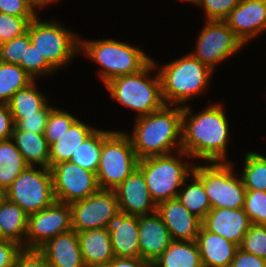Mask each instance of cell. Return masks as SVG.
Segmentation results:
<instances>
[{
    "mask_svg": "<svg viewBox=\"0 0 266 267\" xmlns=\"http://www.w3.org/2000/svg\"><path fill=\"white\" fill-rule=\"evenodd\" d=\"M226 108L222 100L205 103L198 112L193 105L183 107L182 150L195 163L233 162L228 156L233 139Z\"/></svg>",
    "mask_w": 266,
    "mask_h": 267,
    "instance_id": "cell-1",
    "label": "cell"
},
{
    "mask_svg": "<svg viewBox=\"0 0 266 267\" xmlns=\"http://www.w3.org/2000/svg\"><path fill=\"white\" fill-rule=\"evenodd\" d=\"M183 107L164 105L161 109L134 120L130 138L139 160L182 150Z\"/></svg>",
    "mask_w": 266,
    "mask_h": 267,
    "instance_id": "cell-2",
    "label": "cell"
},
{
    "mask_svg": "<svg viewBox=\"0 0 266 267\" xmlns=\"http://www.w3.org/2000/svg\"><path fill=\"white\" fill-rule=\"evenodd\" d=\"M180 55L162 64L152 58L160 75L165 105L188 106L196 98L207 96L205 94L210 92V86L213 85L214 71L189 52Z\"/></svg>",
    "mask_w": 266,
    "mask_h": 267,
    "instance_id": "cell-3",
    "label": "cell"
},
{
    "mask_svg": "<svg viewBox=\"0 0 266 267\" xmlns=\"http://www.w3.org/2000/svg\"><path fill=\"white\" fill-rule=\"evenodd\" d=\"M82 37L80 34L79 56L88 58L98 66L95 74L103 85L115 77L141 71L152 60L138 43L132 44L110 37L93 40Z\"/></svg>",
    "mask_w": 266,
    "mask_h": 267,
    "instance_id": "cell-4",
    "label": "cell"
},
{
    "mask_svg": "<svg viewBox=\"0 0 266 267\" xmlns=\"http://www.w3.org/2000/svg\"><path fill=\"white\" fill-rule=\"evenodd\" d=\"M103 86L109 93L107 96L113 102L116 101V105L119 103L121 108L123 106V109L125 107V110H131L129 113H135L134 119L155 112L165 105L160 75L153 60L141 71L115 77Z\"/></svg>",
    "mask_w": 266,
    "mask_h": 267,
    "instance_id": "cell-5",
    "label": "cell"
},
{
    "mask_svg": "<svg viewBox=\"0 0 266 267\" xmlns=\"http://www.w3.org/2000/svg\"><path fill=\"white\" fill-rule=\"evenodd\" d=\"M40 16L39 13L28 25L31 43L57 72L67 71L73 60L80 57V32L56 17L42 19Z\"/></svg>",
    "mask_w": 266,
    "mask_h": 267,
    "instance_id": "cell-6",
    "label": "cell"
},
{
    "mask_svg": "<svg viewBox=\"0 0 266 267\" xmlns=\"http://www.w3.org/2000/svg\"><path fill=\"white\" fill-rule=\"evenodd\" d=\"M195 162L183 150L139 160L138 169L145 177L155 204L175 199Z\"/></svg>",
    "mask_w": 266,
    "mask_h": 267,
    "instance_id": "cell-7",
    "label": "cell"
},
{
    "mask_svg": "<svg viewBox=\"0 0 266 267\" xmlns=\"http://www.w3.org/2000/svg\"><path fill=\"white\" fill-rule=\"evenodd\" d=\"M237 162L194 164L192 172L202 181L212 209L244 207L246 189Z\"/></svg>",
    "mask_w": 266,
    "mask_h": 267,
    "instance_id": "cell-8",
    "label": "cell"
},
{
    "mask_svg": "<svg viewBox=\"0 0 266 267\" xmlns=\"http://www.w3.org/2000/svg\"><path fill=\"white\" fill-rule=\"evenodd\" d=\"M139 158L132 147L130 138L119 127L104 140L99 166L96 172L100 189L115 190L138 168Z\"/></svg>",
    "mask_w": 266,
    "mask_h": 267,
    "instance_id": "cell-9",
    "label": "cell"
},
{
    "mask_svg": "<svg viewBox=\"0 0 266 267\" xmlns=\"http://www.w3.org/2000/svg\"><path fill=\"white\" fill-rule=\"evenodd\" d=\"M193 49L189 53L216 71L225 61L240 54L247 46L224 21L203 20Z\"/></svg>",
    "mask_w": 266,
    "mask_h": 267,
    "instance_id": "cell-10",
    "label": "cell"
},
{
    "mask_svg": "<svg viewBox=\"0 0 266 267\" xmlns=\"http://www.w3.org/2000/svg\"><path fill=\"white\" fill-rule=\"evenodd\" d=\"M5 198L28 215L51 206L56 200L50 168L28 166L5 190Z\"/></svg>",
    "mask_w": 266,
    "mask_h": 267,
    "instance_id": "cell-11",
    "label": "cell"
},
{
    "mask_svg": "<svg viewBox=\"0 0 266 267\" xmlns=\"http://www.w3.org/2000/svg\"><path fill=\"white\" fill-rule=\"evenodd\" d=\"M72 230L82 232L96 228H109L120 214L114 190L99 189L96 193L72 202Z\"/></svg>",
    "mask_w": 266,
    "mask_h": 267,
    "instance_id": "cell-12",
    "label": "cell"
},
{
    "mask_svg": "<svg viewBox=\"0 0 266 267\" xmlns=\"http://www.w3.org/2000/svg\"><path fill=\"white\" fill-rule=\"evenodd\" d=\"M50 170L57 202L71 204L91 196L100 189L96 174L77 164L63 161L52 166Z\"/></svg>",
    "mask_w": 266,
    "mask_h": 267,
    "instance_id": "cell-13",
    "label": "cell"
},
{
    "mask_svg": "<svg viewBox=\"0 0 266 267\" xmlns=\"http://www.w3.org/2000/svg\"><path fill=\"white\" fill-rule=\"evenodd\" d=\"M70 230V205L55 201L51 206L28 215L26 249H39L49 239Z\"/></svg>",
    "mask_w": 266,
    "mask_h": 267,
    "instance_id": "cell-14",
    "label": "cell"
},
{
    "mask_svg": "<svg viewBox=\"0 0 266 267\" xmlns=\"http://www.w3.org/2000/svg\"><path fill=\"white\" fill-rule=\"evenodd\" d=\"M224 22L248 47L266 34V0H241Z\"/></svg>",
    "mask_w": 266,
    "mask_h": 267,
    "instance_id": "cell-15",
    "label": "cell"
},
{
    "mask_svg": "<svg viewBox=\"0 0 266 267\" xmlns=\"http://www.w3.org/2000/svg\"><path fill=\"white\" fill-rule=\"evenodd\" d=\"M119 211L125 215L143 216L156 211L142 172L137 168L115 190Z\"/></svg>",
    "mask_w": 266,
    "mask_h": 267,
    "instance_id": "cell-16",
    "label": "cell"
},
{
    "mask_svg": "<svg viewBox=\"0 0 266 267\" xmlns=\"http://www.w3.org/2000/svg\"><path fill=\"white\" fill-rule=\"evenodd\" d=\"M156 212L166 225L172 240H196L202 220L188 211L177 198L157 204Z\"/></svg>",
    "mask_w": 266,
    "mask_h": 267,
    "instance_id": "cell-17",
    "label": "cell"
},
{
    "mask_svg": "<svg viewBox=\"0 0 266 267\" xmlns=\"http://www.w3.org/2000/svg\"><path fill=\"white\" fill-rule=\"evenodd\" d=\"M251 225L252 222L243 208H214L202 220V226L206 230L238 246Z\"/></svg>",
    "mask_w": 266,
    "mask_h": 267,
    "instance_id": "cell-18",
    "label": "cell"
},
{
    "mask_svg": "<svg viewBox=\"0 0 266 267\" xmlns=\"http://www.w3.org/2000/svg\"><path fill=\"white\" fill-rule=\"evenodd\" d=\"M140 258L153 263L173 241L166 225L155 211L138 216Z\"/></svg>",
    "mask_w": 266,
    "mask_h": 267,
    "instance_id": "cell-19",
    "label": "cell"
},
{
    "mask_svg": "<svg viewBox=\"0 0 266 267\" xmlns=\"http://www.w3.org/2000/svg\"><path fill=\"white\" fill-rule=\"evenodd\" d=\"M50 267H86L81 254L78 233L70 230L49 239L38 249Z\"/></svg>",
    "mask_w": 266,
    "mask_h": 267,
    "instance_id": "cell-20",
    "label": "cell"
},
{
    "mask_svg": "<svg viewBox=\"0 0 266 267\" xmlns=\"http://www.w3.org/2000/svg\"><path fill=\"white\" fill-rule=\"evenodd\" d=\"M77 233L86 267H106L115 258L109 228H96Z\"/></svg>",
    "mask_w": 266,
    "mask_h": 267,
    "instance_id": "cell-21",
    "label": "cell"
},
{
    "mask_svg": "<svg viewBox=\"0 0 266 267\" xmlns=\"http://www.w3.org/2000/svg\"><path fill=\"white\" fill-rule=\"evenodd\" d=\"M196 243L203 267H229L239 246L201 226Z\"/></svg>",
    "mask_w": 266,
    "mask_h": 267,
    "instance_id": "cell-22",
    "label": "cell"
},
{
    "mask_svg": "<svg viewBox=\"0 0 266 267\" xmlns=\"http://www.w3.org/2000/svg\"><path fill=\"white\" fill-rule=\"evenodd\" d=\"M114 257H140L138 216L120 213L109 226Z\"/></svg>",
    "mask_w": 266,
    "mask_h": 267,
    "instance_id": "cell-23",
    "label": "cell"
},
{
    "mask_svg": "<svg viewBox=\"0 0 266 267\" xmlns=\"http://www.w3.org/2000/svg\"><path fill=\"white\" fill-rule=\"evenodd\" d=\"M85 121L78 118L67 132L49 147V168L57 163L69 161L78 146L98 128L94 126L96 124Z\"/></svg>",
    "mask_w": 266,
    "mask_h": 267,
    "instance_id": "cell-24",
    "label": "cell"
},
{
    "mask_svg": "<svg viewBox=\"0 0 266 267\" xmlns=\"http://www.w3.org/2000/svg\"><path fill=\"white\" fill-rule=\"evenodd\" d=\"M11 139L29 166L49 168V145L44 134L19 130L15 126Z\"/></svg>",
    "mask_w": 266,
    "mask_h": 267,
    "instance_id": "cell-25",
    "label": "cell"
},
{
    "mask_svg": "<svg viewBox=\"0 0 266 267\" xmlns=\"http://www.w3.org/2000/svg\"><path fill=\"white\" fill-rule=\"evenodd\" d=\"M28 214L6 198L0 203V238L18 242L26 249Z\"/></svg>",
    "mask_w": 266,
    "mask_h": 267,
    "instance_id": "cell-26",
    "label": "cell"
},
{
    "mask_svg": "<svg viewBox=\"0 0 266 267\" xmlns=\"http://www.w3.org/2000/svg\"><path fill=\"white\" fill-rule=\"evenodd\" d=\"M152 264L153 267H203L196 240H173Z\"/></svg>",
    "mask_w": 266,
    "mask_h": 267,
    "instance_id": "cell-27",
    "label": "cell"
},
{
    "mask_svg": "<svg viewBox=\"0 0 266 267\" xmlns=\"http://www.w3.org/2000/svg\"><path fill=\"white\" fill-rule=\"evenodd\" d=\"M39 80H33L24 88L18 90L10 99L9 106L13 118H25L30 115H38L51 99L42 89H39Z\"/></svg>",
    "mask_w": 266,
    "mask_h": 267,
    "instance_id": "cell-28",
    "label": "cell"
},
{
    "mask_svg": "<svg viewBox=\"0 0 266 267\" xmlns=\"http://www.w3.org/2000/svg\"><path fill=\"white\" fill-rule=\"evenodd\" d=\"M176 198L201 220L212 209L202 181L193 172L185 179Z\"/></svg>",
    "mask_w": 266,
    "mask_h": 267,
    "instance_id": "cell-29",
    "label": "cell"
},
{
    "mask_svg": "<svg viewBox=\"0 0 266 267\" xmlns=\"http://www.w3.org/2000/svg\"><path fill=\"white\" fill-rule=\"evenodd\" d=\"M113 131V129H104L98 127L88 138H86L78 149L74 151L69 162L81 166L83 169L89 170L96 174L103 140Z\"/></svg>",
    "mask_w": 266,
    "mask_h": 267,
    "instance_id": "cell-30",
    "label": "cell"
},
{
    "mask_svg": "<svg viewBox=\"0 0 266 267\" xmlns=\"http://www.w3.org/2000/svg\"><path fill=\"white\" fill-rule=\"evenodd\" d=\"M29 165L11 138L0 140V187L6 190Z\"/></svg>",
    "mask_w": 266,
    "mask_h": 267,
    "instance_id": "cell-31",
    "label": "cell"
},
{
    "mask_svg": "<svg viewBox=\"0 0 266 267\" xmlns=\"http://www.w3.org/2000/svg\"><path fill=\"white\" fill-rule=\"evenodd\" d=\"M241 169H237L246 191L261 190L266 192V160L260 151H245Z\"/></svg>",
    "mask_w": 266,
    "mask_h": 267,
    "instance_id": "cell-32",
    "label": "cell"
},
{
    "mask_svg": "<svg viewBox=\"0 0 266 267\" xmlns=\"http://www.w3.org/2000/svg\"><path fill=\"white\" fill-rule=\"evenodd\" d=\"M34 79L19 65L0 62V104H8L12 96Z\"/></svg>",
    "mask_w": 266,
    "mask_h": 267,
    "instance_id": "cell-33",
    "label": "cell"
},
{
    "mask_svg": "<svg viewBox=\"0 0 266 267\" xmlns=\"http://www.w3.org/2000/svg\"><path fill=\"white\" fill-rule=\"evenodd\" d=\"M70 112L65 107L56 105L49 113L44 136L49 147L58 141L67 132L69 127L79 118L77 114ZM77 116V117H76Z\"/></svg>",
    "mask_w": 266,
    "mask_h": 267,
    "instance_id": "cell-34",
    "label": "cell"
},
{
    "mask_svg": "<svg viewBox=\"0 0 266 267\" xmlns=\"http://www.w3.org/2000/svg\"><path fill=\"white\" fill-rule=\"evenodd\" d=\"M19 66L25 70L34 80H41L44 77H51L58 74L57 71L45 60L41 58L37 48L30 43L25 46V63H20Z\"/></svg>",
    "mask_w": 266,
    "mask_h": 267,
    "instance_id": "cell-35",
    "label": "cell"
},
{
    "mask_svg": "<svg viewBox=\"0 0 266 267\" xmlns=\"http://www.w3.org/2000/svg\"><path fill=\"white\" fill-rule=\"evenodd\" d=\"M35 17H18L0 13V44L22 36Z\"/></svg>",
    "mask_w": 266,
    "mask_h": 267,
    "instance_id": "cell-36",
    "label": "cell"
},
{
    "mask_svg": "<svg viewBox=\"0 0 266 267\" xmlns=\"http://www.w3.org/2000/svg\"><path fill=\"white\" fill-rule=\"evenodd\" d=\"M239 248L266 259V225L252 224L244 235Z\"/></svg>",
    "mask_w": 266,
    "mask_h": 267,
    "instance_id": "cell-37",
    "label": "cell"
},
{
    "mask_svg": "<svg viewBox=\"0 0 266 267\" xmlns=\"http://www.w3.org/2000/svg\"><path fill=\"white\" fill-rule=\"evenodd\" d=\"M241 0H197L196 8L203 12L202 19L224 21Z\"/></svg>",
    "mask_w": 266,
    "mask_h": 267,
    "instance_id": "cell-38",
    "label": "cell"
},
{
    "mask_svg": "<svg viewBox=\"0 0 266 267\" xmlns=\"http://www.w3.org/2000/svg\"><path fill=\"white\" fill-rule=\"evenodd\" d=\"M31 43L28 32L0 44V62L19 65L25 63V46Z\"/></svg>",
    "mask_w": 266,
    "mask_h": 267,
    "instance_id": "cell-39",
    "label": "cell"
},
{
    "mask_svg": "<svg viewBox=\"0 0 266 267\" xmlns=\"http://www.w3.org/2000/svg\"><path fill=\"white\" fill-rule=\"evenodd\" d=\"M243 209L252 224L266 225V192L246 191Z\"/></svg>",
    "mask_w": 266,
    "mask_h": 267,
    "instance_id": "cell-40",
    "label": "cell"
},
{
    "mask_svg": "<svg viewBox=\"0 0 266 267\" xmlns=\"http://www.w3.org/2000/svg\"><path fill=\"white\" fill-rule=\"evenodd\" d=\"M56 106L49 101L38 115H30L25 118H13L15 126L19 130L33 131L34 133L44 134L50 111Z\"/></svg>",
    "mask_w": 266,
    "mask_h": 267,
    "instance_id": "cell-41",
    "label": "cell"
},
{
    "mask_svg": "<svg viewBox=\"0 0 266 267\" xmlns=\"http://www.w3.org/2000/svg\"><path fill=\"white\" fill-rule=\"evenodd\" d=\"M0 13L18 17H36L39 14L28 0H0Z\"/></svg>",
    "mask_w": 266,
    "mask_h": 267,
    "instance_id": "cell-42",
    "label": "cell"
},
{
    "mask_svg": "<svg viewBox=\"0 0 266 267\" xmlns=\"http://www.w3.org/2000/svg\"><path fill=\"white\" fill-rule=\"evenodd\" d=\"M14 267H50L38 249H23L17 256Z\"/></svg>",
    "mask_w": 266,
    "mask_h": 267,
    "instance_id": "cell-43",
    "label": "cell"
},
{
    "mask_svg": "<svg viewBox=\"0 0 266 267\" xmlns=\"http://www.w3.org/2000/svg\"><path fill=\"white\" fill-rule=\"evenodd\" d=\"M23 250L18 242L0 238V267H14L18 254Z\"/></svg>",
    "mask_w": 266,
    "mask_h": 267,
    "instance_id": "cell-44",
    "label": "cell"
},
{
    "mask_svg": "<svg viewBox=\"0 0 266 267\" xmlns=\"http://www.w3.org/2000/svg\"><path fill=\"white\" fill-rule=\"evenodd\" d=\"M229 267H266V259L238 248Z\"/></svg>",
    "mask_w": 266,
    "mask_h": 267,
    "instance_id": "cell-45",
    "label": "cell"
},
{
    "mask_svg": "<svg viewBox=\"0 0 266 267\" xmlns=\"http://www.w3.org/2000/svg\"><path fill=\"white\" fill-rule=\"evenodd\" d=\"M15 123L9 106L0 104V140L11 138Z\"/></svg>",
    "mask_w": 266,
    "mask_h": 267,
    "instance_id": "cell-46",
    "label": "cell"
},
{
    "mask_svg": "<svg viewBox=\"0 0 266 267\" xmlns=\"http://www.w3.org/2000/svg\"><path fill=\"white\" fill-rule=\"evenodd\" d=\"M106 267H153L151 262L136 258H119L115 257Z\"/></svg>",
    "mask_w": 266,
    "mask_h": 267,
    "instance_id": "cell-47",
    "label": "cell"
},
{
    "mask_svg": "<svg viewBox=\"0 0 266 267\" xmlns=\"http://www.w3.org/2000/svg\"><path fill=\"white\" fill-rule=\"evenodd\" d=\"M59 1L62 2L63 0H40V13H41V11L43 12V10H44V12L47 11L48 7L50 8L54 4L56 5V3L59 4Z\"/></svg>",
    "mask_w": 266,
    "mask_h": 267,
    "instance_id": "cell-48",
    "label": "cell"
},
{
    "mask_svg": "<svg viewBox=\"0 0 266 267\" xmlns=\"http://www.w3.org/2000/svg\"><path fill=\"white\" fill-rule=\"evenodd\" d=\"M28 1H30L34 5L36 11L40 13V0H28Z\"/></svg>",
    "mask_w": 266,
    "mask_h": 267,
    "instance_id": "cell-49",
    "label": "cell"
},
{
    "mask_svg": "<svg viewBox=\"0 0 266 267\" xmlns=\"http://www.w3.org/2000/svg\"><path fill=\"white\" fill-rule=\"evenodd\" d=\"M177 1H180L181 3H189V5H191L192 7H194L197 3V0H177Z\"/></svg>",
    "mask_w": 266,
    "mask_h": 267,
    "instance_id": "cell-50",
    "label": "cell"
},
{
    "mask_svg": "<svg viewBox=\"0 0 266 267\" xmlns=\"http://www.w3.org/2000/svg\"><path fill=\"white\" fill-rule=\"evenodd\" d=\"M5 199V190L0 187V203Z\"/></svg>",
    "mask_w": 266,
    "mask_h": 267,
    "instance_id": "cell-51",
    "label": "cell"
},
{
    "mask_svg": "<svg viewBox=\"0 0 266 267\" xmlns=\"http://www.w3.org/2000/svg\"><path fill=\"white\" fill-rule=\"evenodd\" d=\"M260 154H261V155L265 158V160H266V153L263 154V152H261Z\"/></svg>",
    "mask_w": 266,
    "mask_h": 267,
    "instance_id": "cell-52",
    "label": "cell"
}]
</instances>
